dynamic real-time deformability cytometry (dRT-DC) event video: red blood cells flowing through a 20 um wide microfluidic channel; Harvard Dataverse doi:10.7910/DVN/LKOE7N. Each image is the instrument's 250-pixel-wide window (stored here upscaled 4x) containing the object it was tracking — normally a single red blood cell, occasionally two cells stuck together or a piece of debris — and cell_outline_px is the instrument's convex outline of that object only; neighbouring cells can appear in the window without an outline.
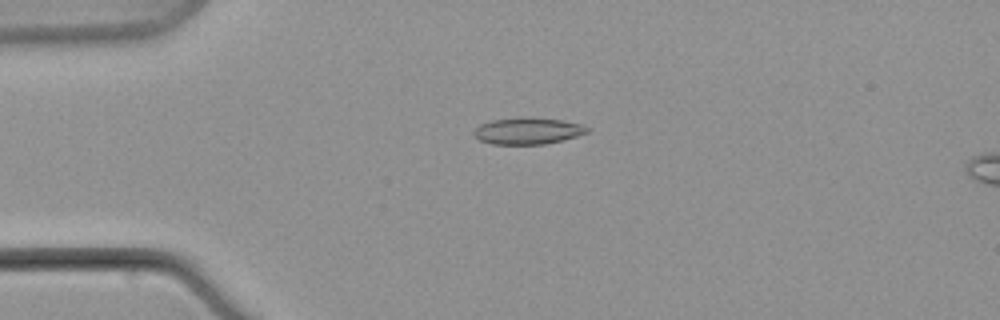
{"species": "common noctule bat (a hibernating species)", "species_latin": "Nyctalus noctula", "temperature_condition": "warm", "stored_images_in_passage": 5, "camera_frame_rate_fps": 3000, "um_per_image_px": 0.085, "animal": {"sex": "male", "body_mass_g": 21.5, "forearm_length_mm": 52.0}, "frame": {"image": 1, "passage_image": 3, "time_ms": 2.333, "image_size_px": [1000, 320], "cell_outline_px": [[588, 132], [564, 140], [544, 144], [492, 144], [480, 140], [472, 132], [480, 124], [492, 120], [528, 116], [532, 116], [564, 120], [580, 124], [588, 128]], "centroid_in_image_um": [44.86, 11.11], "position_along_channel_um": 40.1, "area_um2": 17.69}}